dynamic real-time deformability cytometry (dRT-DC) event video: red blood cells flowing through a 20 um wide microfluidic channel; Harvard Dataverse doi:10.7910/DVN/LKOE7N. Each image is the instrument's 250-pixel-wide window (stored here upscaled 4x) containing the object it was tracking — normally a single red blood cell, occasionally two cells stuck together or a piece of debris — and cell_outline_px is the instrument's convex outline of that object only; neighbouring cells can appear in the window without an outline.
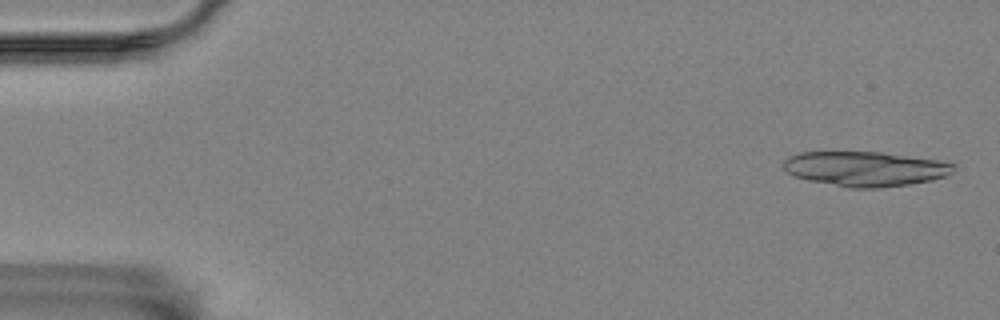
{"species": "Egyptian fruit bat (a non-hibernating species)", "species_latin": "Rousettus aegyptiacus", "temperature_condition": "room temperature", "stored_images_in_passage": 4, "camera_frame_rate_fps": 3000, "um_per_image_px": 0.085, "animal": {"sex": "female"}, "frame": {"image": 1, "passage_image": 1, "time_ms": 0.0, "image_size_px": [1000, 320], "cell_outline_px": [[956, 164], [952, 172], [948, 176], [932, 180], [908, 184], [876, 188], [848, 188], [808, 180], [796, 176], [788, 172], [784, 168], [784, 160], [800, 152], [884, 152], [936, 160]], "centroid_in_image_um": [73.57, 14.35], "position_along_channel_um": 11.4, "area_um2": 34.33}}